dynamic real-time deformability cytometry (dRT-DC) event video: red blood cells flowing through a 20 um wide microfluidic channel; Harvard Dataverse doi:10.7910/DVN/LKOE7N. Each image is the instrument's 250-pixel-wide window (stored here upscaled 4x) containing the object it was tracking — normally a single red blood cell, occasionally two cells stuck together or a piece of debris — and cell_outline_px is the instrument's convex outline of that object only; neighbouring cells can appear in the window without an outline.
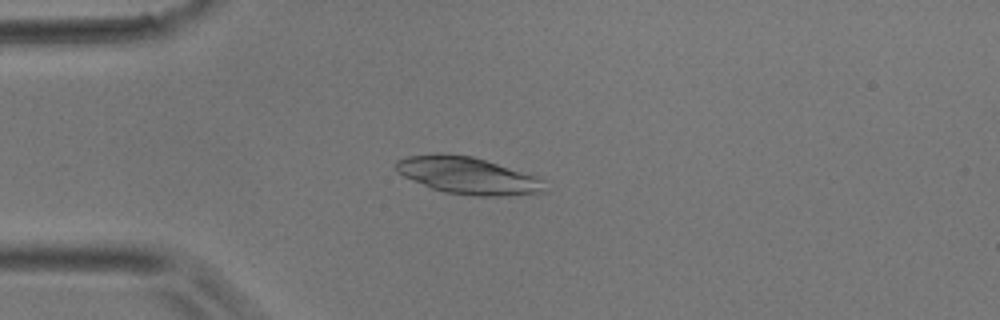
{"species": "common noctule bat (a hibernating species)", "species_latin": "Nyctalus noctula", "temperature_condition": "room temperature", "stored_images_in_passage": 4, "camera_frame_rate_fps": 3000, "um_per_image_px": 0.085, "animal": {"sex": "male", "body_mass_g": 17.9}, "frame": {"image": 1, "passage_image": 3, "time_ms": 0.667, "image_size_px": [1000, 320], "cell_outline_px": [[548, 192], [504, 196], [472, 196], [444, 192], [432, 188], [404, 176], [396, 172], [392, 164], [396, 160], [408, 156], [432, 152], [444, 152], [472, 156], [536, 176], [544, 180]], "centroid_in_image_um": [39.73, 14.91], "position_along_channel_um": 45.3, "area_um2": 32.6}}